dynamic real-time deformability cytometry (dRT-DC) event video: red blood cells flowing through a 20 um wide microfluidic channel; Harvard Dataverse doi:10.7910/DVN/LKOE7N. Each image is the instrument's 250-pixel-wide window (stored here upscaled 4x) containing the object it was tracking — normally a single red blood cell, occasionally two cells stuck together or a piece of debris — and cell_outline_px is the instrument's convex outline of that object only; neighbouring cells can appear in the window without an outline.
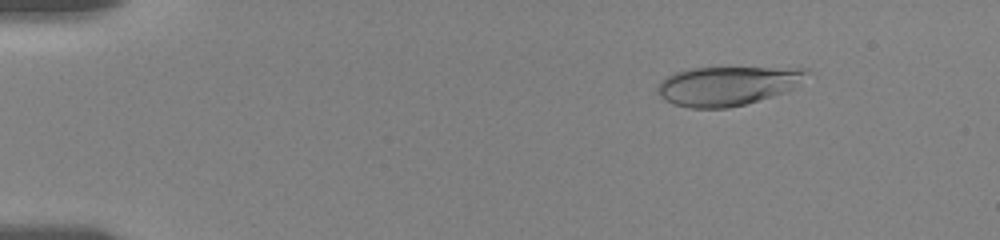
{"species": "human", "species_latin": "Homo sapiens", "temperature_condition": "room temperature", "stored_images_in_passage": 56, "camera_frame_rate_fps": 3000, "um_per_image_px": 0.085, "donor": {"sex": "female"}, "frame": {"image": 1, "passage_image": 8, "time_ms": 2.333, "image_size_px": [1000, 240], "cell_outline_px": [[808, 72], [792, 88], [772, 96], [744, 104], [728, 108], [692, 108], [672, 104], [664, 100], [656, 92], [656, 88], [660, 80], [672, 72], [688, 68], [808, 68]], "centroid_in_image_um": [61.7, 7.29], "position_along_channel_um": 23.3, "area_um2": 33.81}}
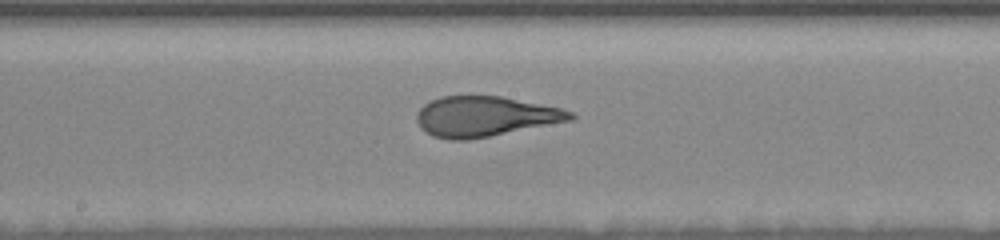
{"frame": {"image": 2, "passage_image": 31, "time_ms": 10.0, "image_size_px": [1000, 240], "cell_outline_px": [[576, 116], [572, 120], [468, 140], [448, 140], [432, 136], [420, 128], [416, 120], [416, 116], [420, 108], [424, 104], [440, 96], [500, 96], [560, 108], [572, 112]], "centroid_in_image_um": [41.18, 9.9], "position_along_channel_um": 207.0, "area_um2": 35.78}}
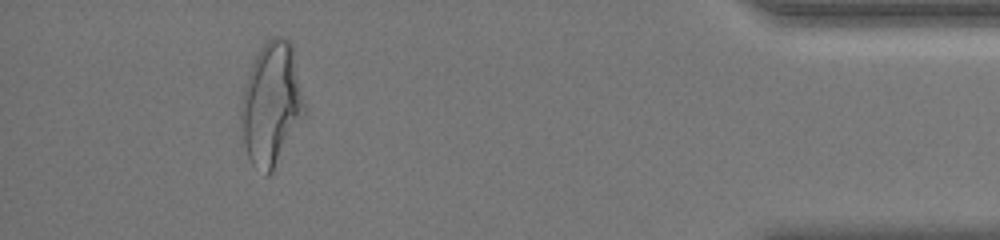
{"frame": {"image": 3, "passage_image": 52, "time_ms": 17.0, "image_size_px": [1000, 240], "cell_outline_px": [[308, 108], [272, 172], [268, 176], [264, 176], [252, 164], [248, 156], [244, 144], [240, 116], [240, 104], [244, 88], [252, 64], [260, 48], [272, 36], [284, 36], [292, 44]], "centroid_in_image_um": [23.09, 8.82], "position_along_channel_um": 412.1, "area_um2": 45.72}, "authors_computed_cell_mechanics": {"area_um2": 35.7493, "velocity_mm_per_s": 3.6232, "shape_relaxation_time_tau1_ms": 6.5038, "shape_relaxation_time_tau2_ms": 0.837, "deformation_change_tau1": 0.2185, "deformation_change_tau2": 0.0837}}